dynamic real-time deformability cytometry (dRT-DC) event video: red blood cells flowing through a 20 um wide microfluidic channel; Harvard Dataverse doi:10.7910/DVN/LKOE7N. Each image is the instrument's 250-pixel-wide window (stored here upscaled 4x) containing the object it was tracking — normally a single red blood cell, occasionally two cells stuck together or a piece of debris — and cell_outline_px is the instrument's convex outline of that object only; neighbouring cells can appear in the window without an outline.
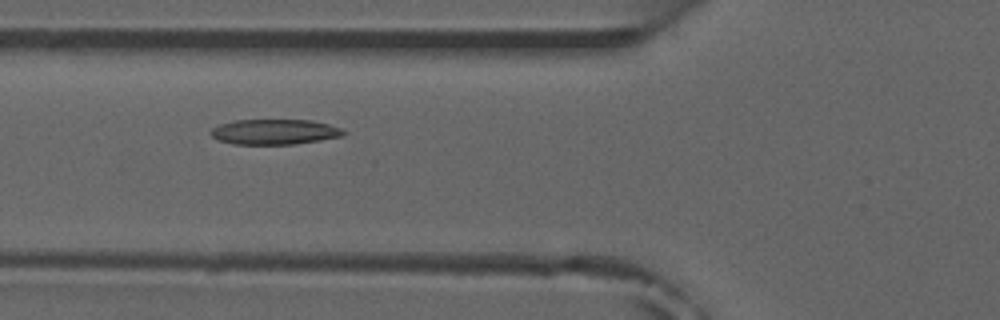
{"species": "common noctule bat (a hibernating species)", "species_latin": "Nyctalus noctula", "temperature_condition": "room temperature", "stored_images_in_passage": 41, "camera_frame_rate_fps": 3000, "um_per_image_px": 0.085, "animal": {"sex": "male", "forearm_length_mm": 52.5}, "frame": {"image": 1, "passage_image": 7, "time_ms": 2.0, "image_size_px": [1000, 320], "cell_outline_px": [[348, 132], [344, 136], [296, 144], [236, 144], [220, 140], [212, 136], [208, 132], [212, 128], [220, 124], [232, 120], [312, 120], [328, 124], [340, 128]], "centroid_in_image_um": [23.36, 11.2], "position_along_channel_um": 102.4, "area_um2": 19.59}, "authors_computed_cell_mechanics": {"area_um2": 19.5364, "velocity_mm_per_s": 3.8181, "shape_relaxation_time_tau1_ms": 4.7407, "shape_relaxation_time_tau2_ms": 4.5269, "deformation_change_tau1": 0.1227, "deformation_change_tau2": 0.1184}}